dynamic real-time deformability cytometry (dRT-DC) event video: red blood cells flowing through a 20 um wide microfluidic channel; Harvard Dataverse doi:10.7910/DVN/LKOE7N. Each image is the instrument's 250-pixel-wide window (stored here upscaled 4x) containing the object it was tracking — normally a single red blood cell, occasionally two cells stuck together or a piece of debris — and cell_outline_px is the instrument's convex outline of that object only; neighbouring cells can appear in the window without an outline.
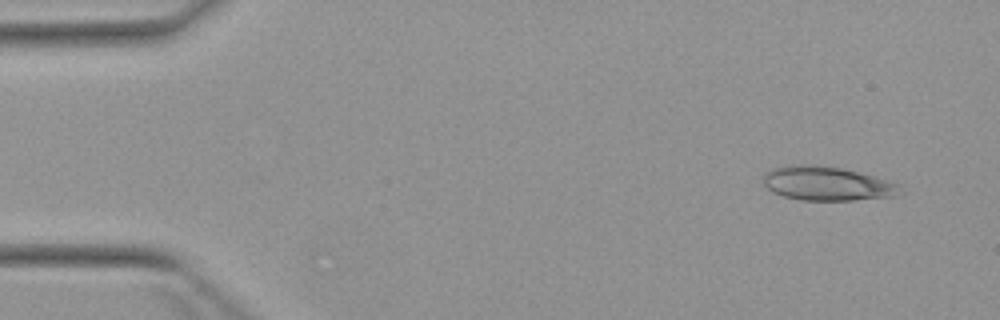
{"species": "Egyptian fruit bat (a non-hibernating species)", "species_latin": "Rousettus aegyptiacus", "temperature_condition": "warm", "stored_images_in_passage": 3, "camera_frame_rate_fps": 3000, "um_per_image_px": 0.085, "animal": {"sex": "female"}, "frame": {"image": 1, "passage_image": 1, "time_ms": 0.0, "image_size_px": [1000, 320], "cell_outline_px": [[904, 196], [852, 200], [800, 200], [784, 196], [772, 192], [764, 184], [764, 172], [772, 168], [796, 164], [816, 164], [840, 168], [872, 176], [900, 184], [904, 192]], "centroid_in_image_um": [70.34, 15.61], "position_along_channel_um": 14.7, "area_um2": 27.4}}
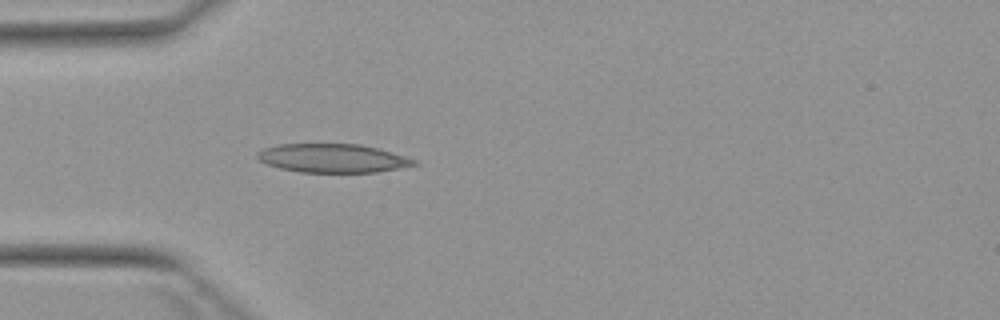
{"frame": {"image": 2, "passage_image": 3, "time_ms": 3.667, "image_size_px": [1000, 320], "cell_outline_px": [[420, 164], [376, 172], [300, 172], [280, 168], [268, 164], [260, 160], [256, 156], [256, 152], [264, 148], [280, 144], [360, 144], [376, 148], [404, 156], [416, 160]], "centroid_in_image_um": [28.26, 13.45], "position_along_channel_um": 56.7, "area_um2": 25.95}}